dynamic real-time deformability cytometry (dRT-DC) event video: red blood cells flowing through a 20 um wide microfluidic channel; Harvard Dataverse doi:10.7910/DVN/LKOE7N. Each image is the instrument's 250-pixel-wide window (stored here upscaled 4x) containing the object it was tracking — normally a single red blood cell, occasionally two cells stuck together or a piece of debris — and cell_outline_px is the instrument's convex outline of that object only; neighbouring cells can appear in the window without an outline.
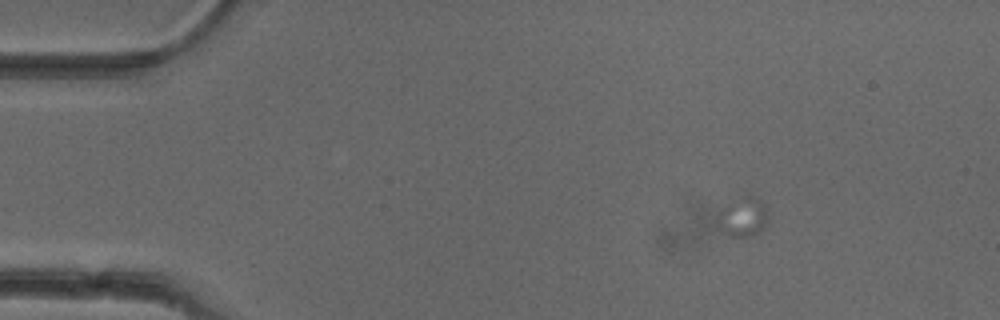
{"species": "common noctule bat (a hibernating species)", "species_latin": "Nyctalus noctula", "temperature_condition": "cold", "stored_images_in_passage": 21, "camera_frame_rate_fps": 3000, "um_per_image_px": 0.085, "animal": {"sex": "female"}, "frame": {"image": 1, "passage_image": 2, "time_ms": 0.333, "image_size_px": [1000, 320], "cell_outline_px": [[768, 220], [756, 232], [748, 236], [728, 236], [716, 224], [720, 208], [728, 204], [748, 196], [752, 196], [760, 200], [764, 204], [768, 216]], "centroid_in_image_um": [63.11, 18.45], "position_along_channel_um": 21.9, "area_um2": 11.1}}
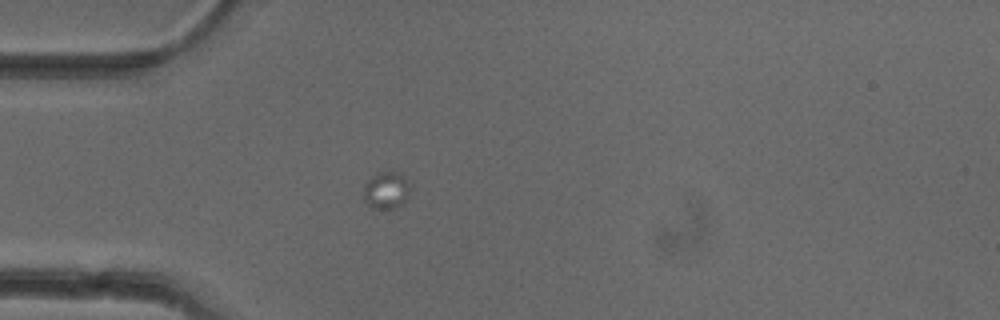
{"frame": {"image": 2, "passage_image": 10, "time_ms": 3.0, "image_size_px": [1000, 320], "cell_outline_px": [[412, 184], [408, 196], [404, 204], [396, 208], [372, 208], [364, 200], [364, 184], [376, 172], [400, 172]], "centroid_in_image_um": [32.88, 16.16], "position_along_channel_um": 52.1, "area_um2": 10.35}}